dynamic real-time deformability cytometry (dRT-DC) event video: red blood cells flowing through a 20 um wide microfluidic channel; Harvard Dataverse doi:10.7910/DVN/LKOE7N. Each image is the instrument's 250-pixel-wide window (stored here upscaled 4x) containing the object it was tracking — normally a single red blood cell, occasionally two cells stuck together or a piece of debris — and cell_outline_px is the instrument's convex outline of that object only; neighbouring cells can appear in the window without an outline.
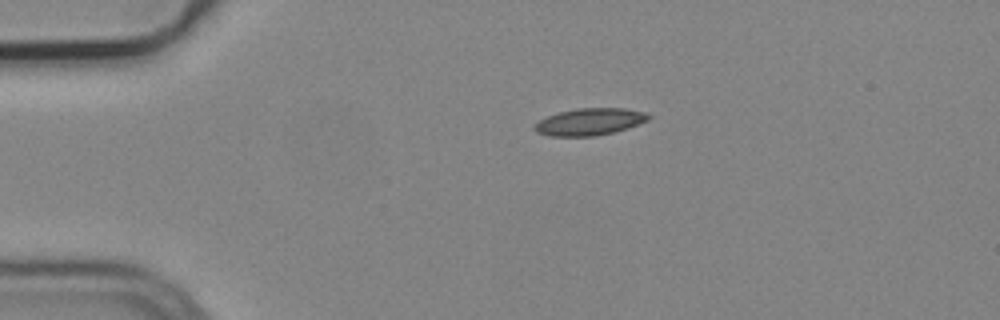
{"species": "common noctule bat (a hibernating species)", "species_latin": "Nyctalus noctula", "temperature_condition": "cold", "stored_images_in_passage": 2, "camera_frame_rate_fps": 3000, "um_per_image_px": 0.085, "animal": {"sex": "male", "body_mass_g": 19.2, "forearm_length_mm": 51.8}, "frame": {"image": 1, "passage_image": 1, "time_ms": 0.0, "image_size_px": [1000, 320], "cell_outline_px": [[652, 116], [648, 120], [628, 128], [596, 136], [548, 136], [536, 132], [532, 128], [532, 124], [548, 116], [560, 112], [576, 108], [624, 108], [644, 112]], "centroid_in_image_um": [50.09, 10.35], "position_along_channel_um": 34.9, "area_um2": 17.98}}